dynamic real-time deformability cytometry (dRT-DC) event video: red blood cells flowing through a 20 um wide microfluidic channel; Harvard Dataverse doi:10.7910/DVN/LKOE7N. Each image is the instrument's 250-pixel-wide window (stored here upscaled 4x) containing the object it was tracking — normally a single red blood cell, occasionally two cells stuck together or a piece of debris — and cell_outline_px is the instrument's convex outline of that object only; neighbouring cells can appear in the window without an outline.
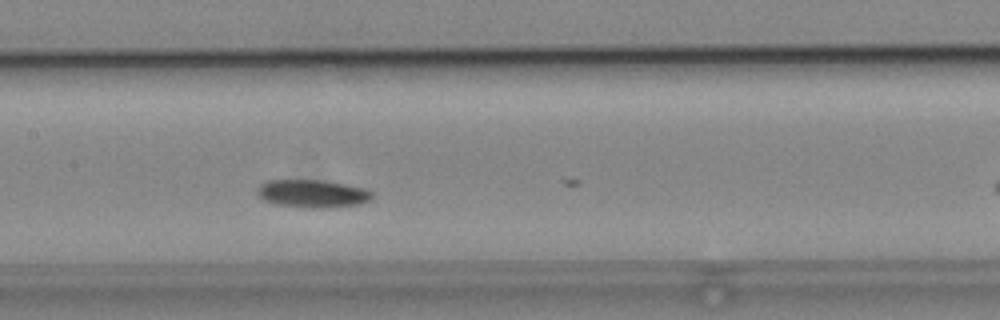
{"species": "common noctule bat (a hibernating species)", "species_latin": "Nyctalus noctula", "temperature_condition": "cold", "stored_images_in_passage": 14, "camera_frame_rate_fps": 3000, "um_per_image_px": 0.085, "animal": {"sex": "male", "body_mass_g": 19.2, "forearm_length_mm": 51.8}, "frame": {"image": 1, "passage_image": 13, "time_ms": 4.0, "image_size_px": [1000, 320], "cell_outline_px": [[372, 196], [368, 200], [360, 204], [332, 208], [312, 208], [276, 204], [264, 200], [256, 192], [260, 184], [268, 180], [324, 180], [344, 184], [360, 188], [372, 192]], "centroid_in_image_um": [26.53, 16.46], "position_along_channel_um": 180.9, "area_um2": 18.5}}